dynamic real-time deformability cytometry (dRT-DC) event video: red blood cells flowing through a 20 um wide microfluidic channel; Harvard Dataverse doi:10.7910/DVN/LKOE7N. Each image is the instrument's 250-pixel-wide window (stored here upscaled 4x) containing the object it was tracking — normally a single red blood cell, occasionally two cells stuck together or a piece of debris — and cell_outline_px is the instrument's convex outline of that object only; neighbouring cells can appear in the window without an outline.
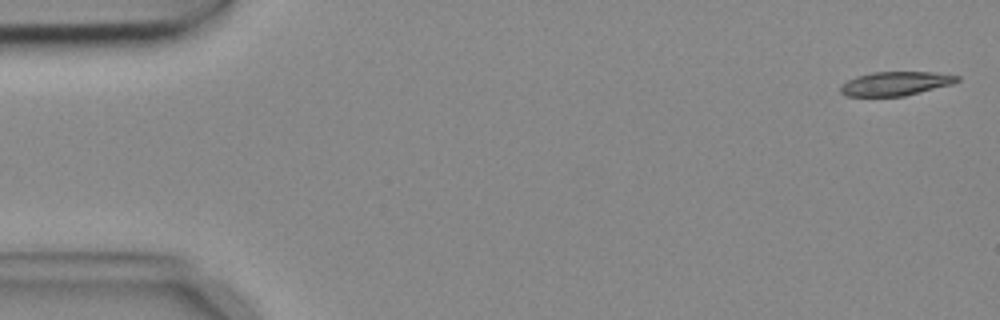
{"species": "common noctule bat (a hibernating species)", "species_latin": "Nyctalus noctula", "temperature_condition": "cold", "stored_images_in_passage": 3, "camera_frame_rate_fps": 3000, "um_per_image_px": 0.085, "animal": {"sex": "female", "body_mass_g": 18.4}, "frame": {"image": 1, "passage_image": 1, "time_ms": 0.0, "image_size_px": [1000, 320], "cell_outline_px": [[960, 80], [952, 84], [904, 96], [844, 96], [840, 92], [840, 88], [848, 80], [856, 76], [872, 72], [936, 72], [960, 76]], "centroid_in_image_um": [76.13, 7.1], "position_along_channel_um": 8.9, "area_um2": 16.24}}